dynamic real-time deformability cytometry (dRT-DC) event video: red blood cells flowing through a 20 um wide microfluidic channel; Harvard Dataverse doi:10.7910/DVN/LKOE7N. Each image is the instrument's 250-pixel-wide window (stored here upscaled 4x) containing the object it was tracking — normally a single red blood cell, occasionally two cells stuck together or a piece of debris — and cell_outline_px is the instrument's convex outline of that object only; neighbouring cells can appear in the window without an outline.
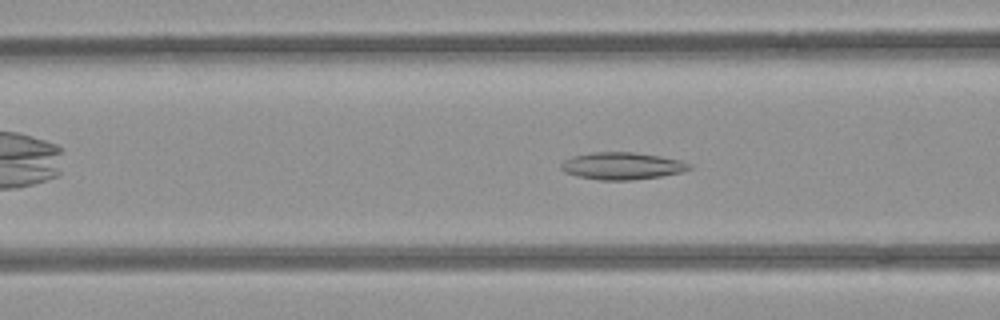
{"species": "common noctule bat (a hibernating species)", "species_latin": "Nyctalus noctula", "temperature_condition": "room temperature", "stored_images_in_passage": 45, "camera_frame_rate_fps": 3000, "um_per_image_px": 0.085, "animal": {"sex": "female", "body_mass_g": 21.9}, "frame": {"image": 1, "passage_image": 12, "time_ms": 3.667, "image_size_px": [1000, 320], "cell_outline_px": [[692, 168], [680, 172], [660, 176], [632, 180], [600, 180], [576, 176], [564, 172], [560, 168], [560, 164], [564, 160], [572, 156], [592, 152], [632, 152], [660, 156], [680, 160], [692, 164]], "centroid_in_image_um": [52.84, 14.1], "position_along_channel_um": 113.8, "area_um2": 20.35}}
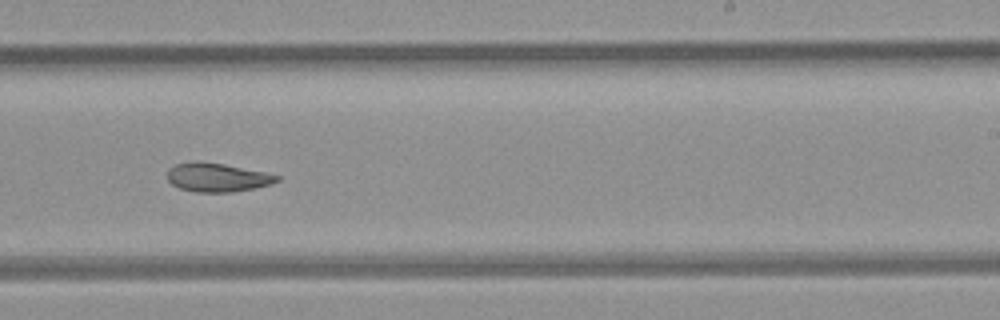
{"frame": {"image": 2, "passage_image": 24, "time_ms": 7.667, "image_size_px": [1000, 320], "cell_outline_px": [[280, 180], [272, 184], [232, 192], [196, 192], [180, 188], [172, 184], [168, 180], [168, 168], [176, 164], [224, 164], [264, 172], [280, 176]], "centroid_in_image_um": [18.51, 15.12], "position_along_channel_um": 270.5, "area_um2": 17.63}}
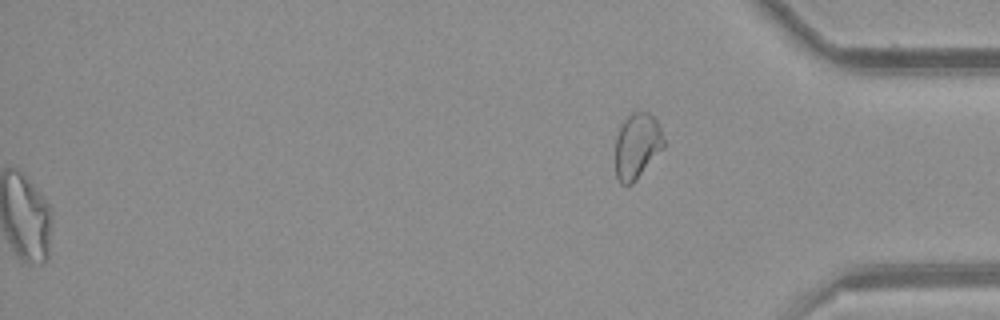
{"frame": {"image": 3, "passage_image": 45, "time_ms": 14.667, "image_size_px": [1000, 320], "cell_outline_px": [[664, 148], [636, 180], [632, 184], [620, 184], [616, 176], [616, 136], [624, 120], [632, 112], [648, 112], [656, 120], [660, 128], [664, 140]], "centroid_in_image_um": [54.15, 12.41], "position_along_channel_um": 381.0, "area_um2": 18.38}, "authors_computed_cell_mechanics": {"area_um2": 20.2878, "velocity_mm_per_s": 3.9157, "shape_relaxation_time_tau1_ms": null, "shape_relaxation_time_tau2_ms": 6.9757, "deformation_change_tau1": null, "deformation_change_tau2": 0.1386}}